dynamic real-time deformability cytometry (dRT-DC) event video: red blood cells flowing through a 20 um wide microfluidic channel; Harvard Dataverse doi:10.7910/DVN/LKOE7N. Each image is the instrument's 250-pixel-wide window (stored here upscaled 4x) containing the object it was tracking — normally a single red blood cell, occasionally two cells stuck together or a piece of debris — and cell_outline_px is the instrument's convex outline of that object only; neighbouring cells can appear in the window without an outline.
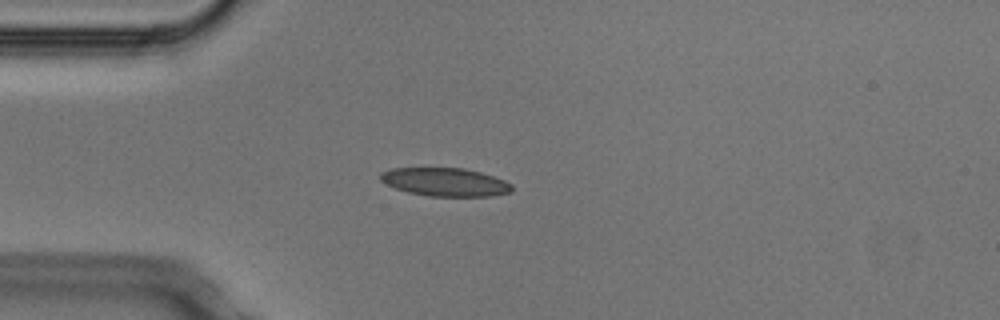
{"species": "Egyptian fruit bat (a non-hibernating species)", "species_latin": "Rousettus aegyptiacus", "temperature_condition": "cold", "stored_images_in_passage": 1, "camera_frame_rate_fps": 3000, "um_per_image_px": 0.085, "animal": {"sex": "male"}, "frame": {"image": 1, "passage_image": 1, "time_ms": 0.0, "image_size_px": [1000, 320], "cell_outline_px": [[512, 192], [492, 196], [428, 196], [408, 192], [396, 188], [380, 180], [380, 172], [392, 168], [464, 168], [480, 172], [504, 180], [512, 184]], "centroid_in_image_um": [37.85, 15.47], "position_along_channel_um": 47.2, "area_um2": 21.62}}